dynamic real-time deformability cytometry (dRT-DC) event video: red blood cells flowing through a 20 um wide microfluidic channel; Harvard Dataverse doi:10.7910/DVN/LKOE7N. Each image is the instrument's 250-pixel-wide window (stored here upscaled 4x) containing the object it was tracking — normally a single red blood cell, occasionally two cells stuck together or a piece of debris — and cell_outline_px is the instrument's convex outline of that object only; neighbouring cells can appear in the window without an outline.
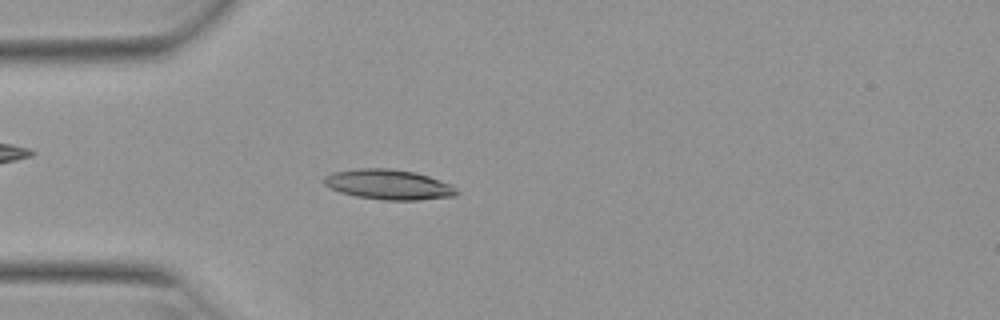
{"species": "Egyptian fruit bat (a non-hibernating species)", "species_latin": "Rousettus aegyptiacus", "temperature_condition": "warm", "stored_images_in_passage": 51, "camera_frame_rate_fps": 3000, "um_per_image_px": 0.085, "animal": {"sex": "female"}, "frame": {"image": 1, "passage_image": 14, "time_ms": 4.333, "image_size_px": [1000, 320], "cell_outline_px": [[460, 192], [456, 196], [420, 200], [384, 200], [356, 196], [340, 192], [324, 184], [324, 176], [332, 172], [356, 168], [388, 168], [416, 172], [452, 184]], "centroid_in_image_um": [33.06, 15.68], "position_along_channel_um": 51.9, "area_um2": 23.41}}
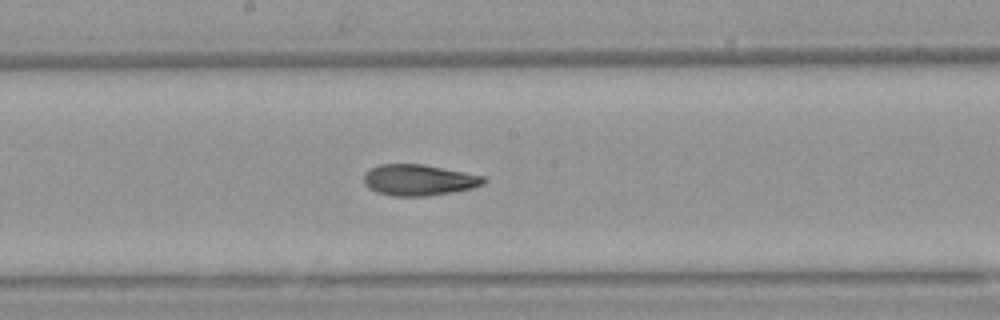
{"frame": {"image": 2, "passage_image": 27, "time_ms": 8.667, "image_size_px": [1000, 320], "cell_outline_px": [[488, 180], [484, 184], [472, 188], [452, 192], [424, 196], [392, 196], [376, 192], [368, 188], [364, 184], [364, 172], [380, 164], [424, 164], [484, 176]], "centroid_in_image_um": [35.59, 15.3], "position_along_channel_um": 212.6, "area_um2": 21.79}}
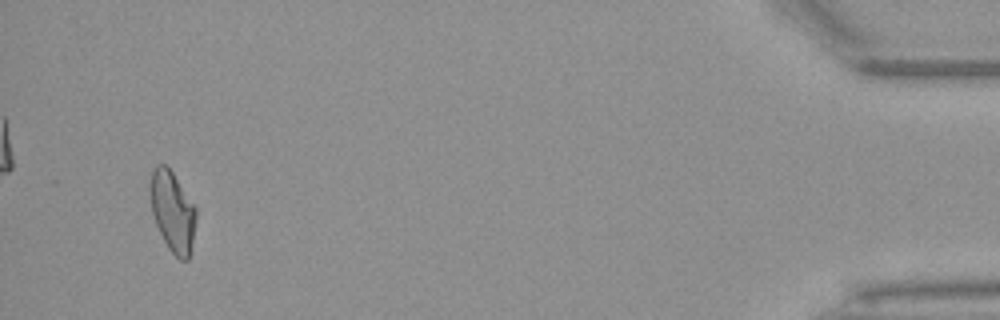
{"frame": {"image": 3, "passage_image": 49, "time_ms": 16.0, "image_size_px": [1000, 320], "cell_outline_px": [[196, 220], [192, 244], [188, 260], [180, 260], [168, 248], [156, 224], [152, 212], [148, 192], [148, 188], [152, 168], [156, 164], [164, 164], [172, 172], [196, 208]], "centroid_in_image_um": [14.63, 17.95], "position_along_channel_um": 420.6, "area_um2": 21.56}, "authors_computed_cell_mechanics": {"area_um2": 21.7906, "velocity_mm_per_s": 3.926, "shape_relaxation_time_tau1_ms": 7.2067, "shape_relaxation_time_tau2_ms": 2.559, "deformation_change_tau1": 0.2123, "deformation_change_tau2": 0.0888}}